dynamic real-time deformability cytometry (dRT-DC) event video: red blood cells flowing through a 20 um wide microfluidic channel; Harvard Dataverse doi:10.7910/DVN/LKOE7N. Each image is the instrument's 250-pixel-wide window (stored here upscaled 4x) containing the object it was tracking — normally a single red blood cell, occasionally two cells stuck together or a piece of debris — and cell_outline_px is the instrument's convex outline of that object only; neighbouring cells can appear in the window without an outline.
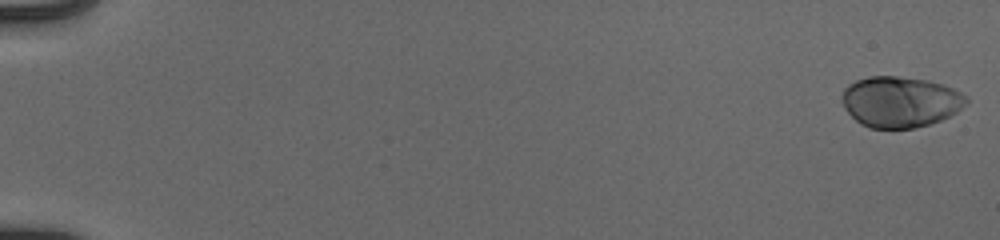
{"species": "human", "species_latin": "Homo sapiens", "temperature_condition": "cold", "stored_images_in_passage": 54, "camera_frame_rate_fps": 3000, "um_per_image_px": 0.085, "donor": {"sex": "male"}, "frame": {"image": 1, "passage_image": 1, "time_ms": 0.0, "image_size_px": [1000, 240], "cell_outline_px": [[968, 100], [956, 112], [940, 120], [928, 124], [912, 128], [868, 128], [860, 124], [844, 108], [840, 100], [844, 88], [848, 84], [856, 80], [868, 76], [896, 76], [928, 80], [944, 84], [968, 96]], "centroid_in_image_um": [76.48, 8.64], "position_along_channel_um": 8.5, "area_um2": 36.93}}
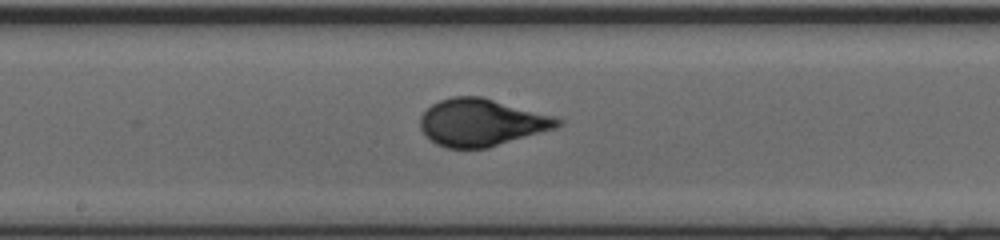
{"frame": {"image": 2, "passage_image": 31, "time_ms": 10.0, "image_size_px": [1000, 240], "cell_outline_px": [[564, 124], [556, 128], [488, 148], [448, 148], [436, 144], [420, 128], [420, 116], [432, 104], [440, 100], [452, 96], [480, 96], [552, 116], [564, 120]], "centroid_in_image_um": [40.93, 10.41], "position_along_channel_um": 207.3, "area_um2": 37.51}}
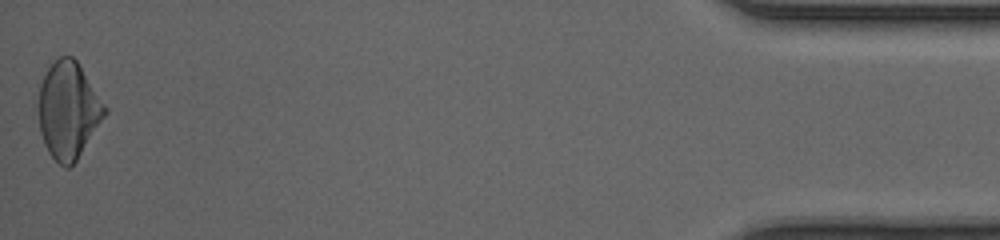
{"frame": {"image": 3, "passage_image": 54, "time_ms": 17.667, "image_size_px": [1000, 240], "cell_outline_px": [[108, 112], [76, 160], [68, 168], [64, 168], [48, 152], [44, 144], [40, 132], [40, 84], [44, 64], [60, 56], [72, 56], [76, 60], [108, 108]], "centroid_in_image_um": [5.8, 9.31], "position_along_channel_um": 429.4, "area_um2": 37.51}, "authors_computed_cell_mechanics": {"area_um2": 36.3273, "velocity_mm_per_s": 3.9527, "shape_relaxation_time_tau1_ms": 4.2226, "shape_relaxation_time_tau2_ms": null, "deformation_change_tau1": 0.1818, "deformation_change_tau2": null}}